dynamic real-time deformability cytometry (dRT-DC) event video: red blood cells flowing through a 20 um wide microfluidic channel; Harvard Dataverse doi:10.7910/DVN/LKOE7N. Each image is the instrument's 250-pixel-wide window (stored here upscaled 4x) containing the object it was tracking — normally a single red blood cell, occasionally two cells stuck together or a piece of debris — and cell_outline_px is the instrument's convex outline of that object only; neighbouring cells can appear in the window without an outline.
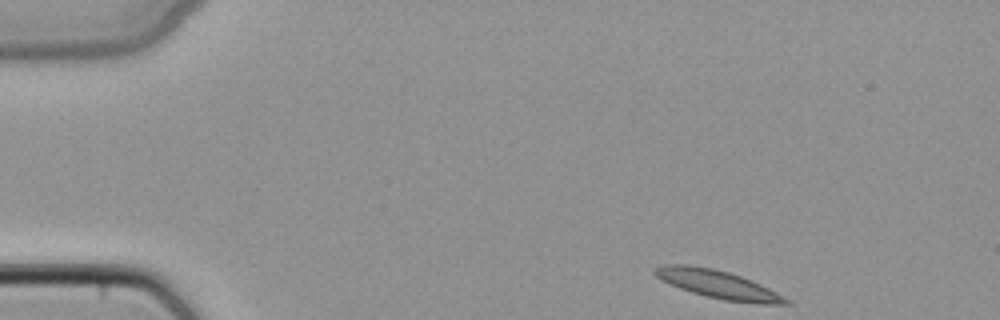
{"species": "common noctule bat (a hibernating species)", "species_latin": "Nyctalus noctula", "temperature_condition": "cold", "stored_images_in_passage": 43, "camera_frame_rate_fps": 3000, "um_per_image_px": 0.085, "animal": {"sex": "female", "body_mass_g": 22.7, "forearm_length_mm": 54.2}, "frame": {"image": 1, "passage_image": 1, "time_ms": 0.0, "image_size_px": [1000, 320], "cell_outline_px": [[792, 304], [756, 304], [724, 300], [692, 292], [680, 288], [656, 276], [652, 272], [656, 268], [664, 264], [688, 264], [712, 268], [728, 272], [752, 280], [776, 292], [788, 300]], "centroid_in_image_um": [61.04, 24.17], "position_along_channel_um": 24.0, "area_um2": 21.15}}
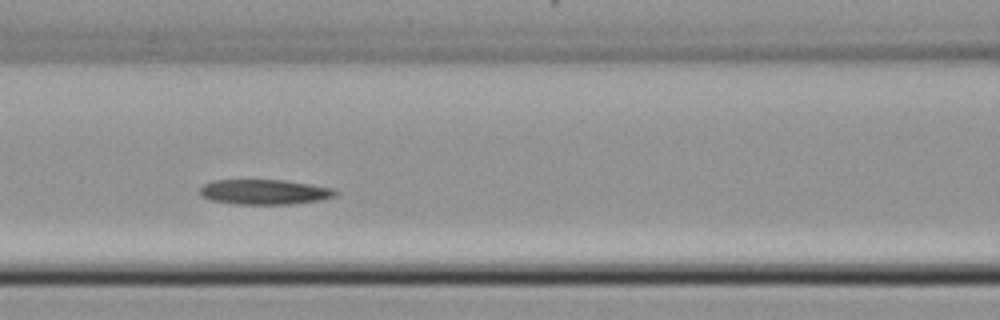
{"frame": {"image": 2, "passage_image": 16, "time_ms": 5.0, "image_size_px": [1000, 320], "cell_outline_px": [[336, 196], [320, 200], [288, 204], [236, 204], [212, 200], [200, 196], [200, 188], [204, 184], [212, 180], [284, 180], [332, 188], [336, 192]], "centroid_in_image_um": [22.44, 16.31], "position_along_channel_um": 144.2, "area_um2": 19.59}}
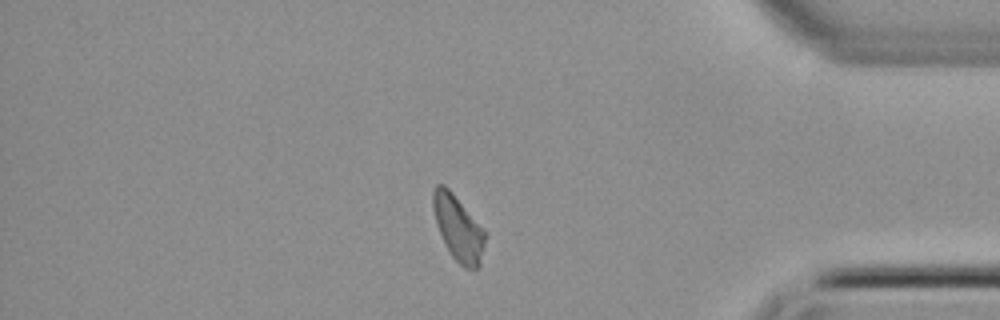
{"frame": {"image": 3, "passage_image": 36, "time_ms": 11.667, "image_size_px": [1000, 320], "cell_outline_px": [[484, 244], [480, 264], [476, 268], [464, 268], [452, 256], [444, 244], [432, 208], [432, 188], [436, 184], [444, 184], [452, 192], [484, 232]], "centroid_in_image_um": [38.89, 19.37], "position_along_channel_um": 396.3, "area_um2": 19.13}}